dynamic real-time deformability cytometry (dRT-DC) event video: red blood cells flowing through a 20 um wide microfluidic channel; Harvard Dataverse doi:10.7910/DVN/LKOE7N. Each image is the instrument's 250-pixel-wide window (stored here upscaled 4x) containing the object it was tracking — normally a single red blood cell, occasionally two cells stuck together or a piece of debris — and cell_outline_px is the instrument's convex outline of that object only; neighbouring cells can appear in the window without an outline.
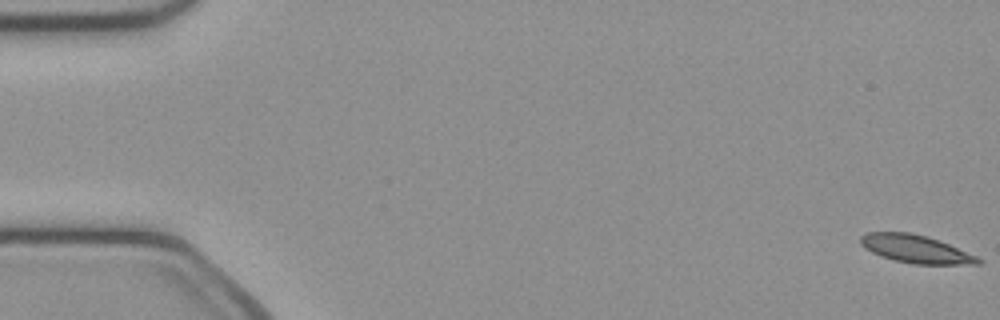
{"species": "common noctule bat (a hibernating species)", "species_latin": "Nyctalus noctula", "temperature_condition": "cold", "stored_images_in_passage": 33, "camera_frame_rate_fps": 3000, "um_per_image_px": 0.085, "animal": {"sex": "female", "body_mass_g": 21.9}, "frame": {"image": 1, "passage_image": 1, "time_ms": 0.0, "image_size_px": [1000, 320], "cell_outline_px": [[984, 260], [980, 264], [912, 264], [880, 256], [864, 248], [860, 244], [860, 236], [868, 232], [912, 232], [928, 236], [948, 244], [976, 256]], "centroid_in_image_um": [77.81, 21.16], "position_along_channel_um": 7.2, "area_um2": 19.13}}
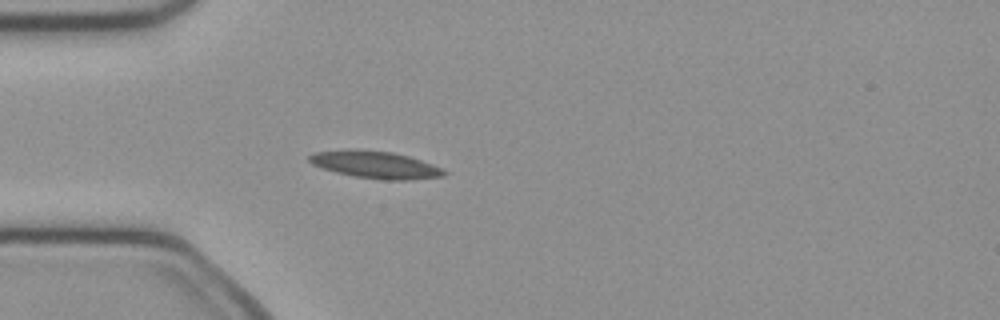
{"frame": {"image": 2, "passage_image": 15, "time_ms": 4.667, "image_size_px": [1000, 320], "cell_outline_px": [[448, 172], [444, 176], [412, 180], [384, 180], [356, 176], [336, 172], [320, 168], [312, 164], [308, 160], [308, 156], [312, 152], [356, 148], [392, 152], [408, 156], [444, 168]], "centroid_in_image_um": [31.9, 13.99], "position_along_channel_um": 53.1, "area_um2": 21.68}}
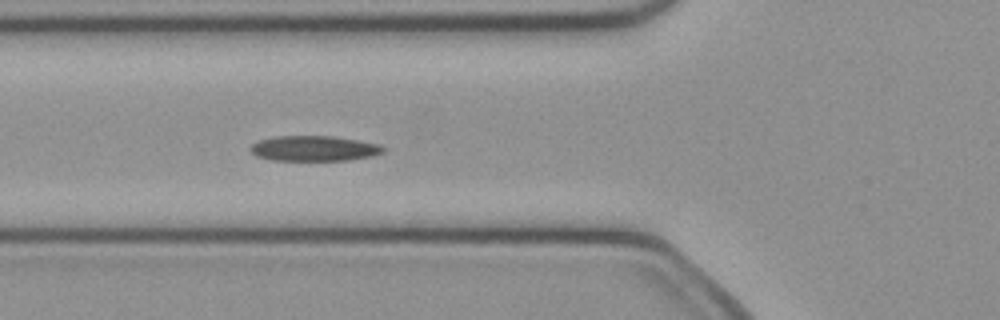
{"frame": {"image": 3, "passage_image": 19, "time_ms": 6.0, "image_size_px": [1000, 320], "cell_outline_px": [[384, 152], [372, 156], [348, 160], [272, 160], [256, 156], [248, 148], [252, 144], [260, 140], [272, 136], [332, 136], [380, 144], [384, 148]], "centroid_in_image_um": [26.67, 12.61], "position_along_channel_um": 99.1, "area_um2": 19.54}}